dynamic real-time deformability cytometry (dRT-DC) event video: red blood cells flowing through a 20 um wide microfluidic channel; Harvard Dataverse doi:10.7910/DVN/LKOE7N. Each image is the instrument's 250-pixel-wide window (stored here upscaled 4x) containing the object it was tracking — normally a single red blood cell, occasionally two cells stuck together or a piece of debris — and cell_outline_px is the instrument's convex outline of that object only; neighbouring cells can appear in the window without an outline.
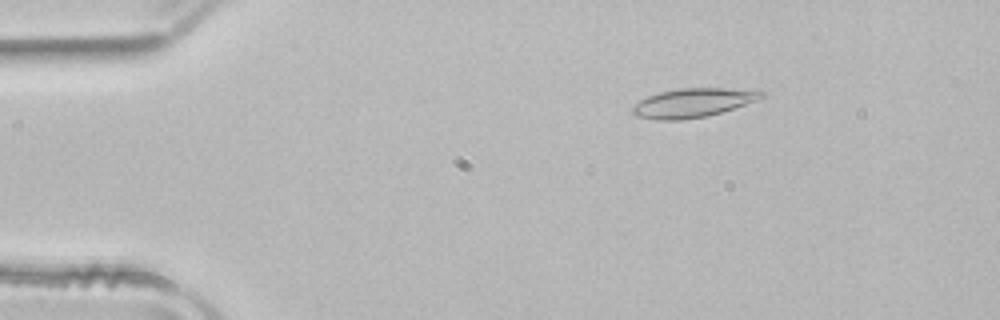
{"species": "common noctule bat (a hibernating species)", "species_latin": "Nyctalus noctula", "temperature_condition": "room temperature", "stored_images_in_passage": 46, "camera_frame_rate_fps": 3000, "um_per_image_px": 0.085, "animal": {"sex": "male", "body_mass_g": 21.5, "forearm_length_mm": 52.0}, "frame": {"image": 1, "passage_image": 3, "time_ms": 0.667, "image_size_px": [1000, 320], "cell_outline_px": [[764, 96], [756, 100], [708, 116], [680, 120], [656, 120], [636, 116], [632, 112], [632, 108], [640, 100], [648, 96], [660, 92], [680, 88], [724, 88], [764, 92]], "centroid_in_image_um": [58.83, 8.75], "position_along_channel_um": 26.2, "area_um2": 21.33}}
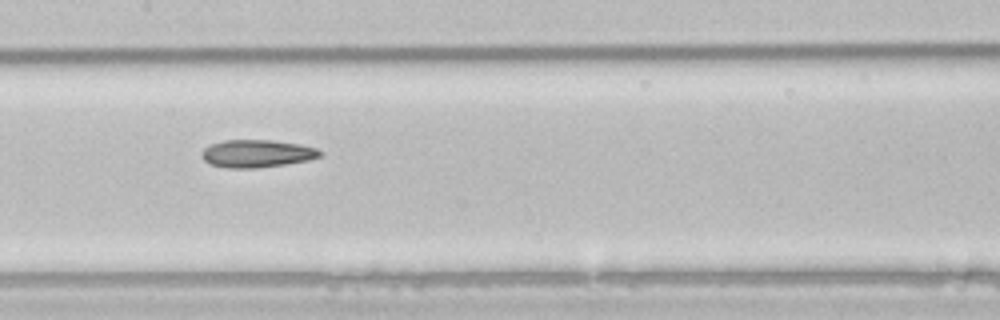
{"frame": {"image": 2, "passage_image": 20, "time_ms": 6.333, "image_size_px": [1000, 320], "cell_outline_px": [[324, 156], [308, 160], [284, 164], [256, 168], [228, 168], [212, 164], [204, 160], [200, 156], [200, 152], [204, 148], [212, 144], [224, 140], [272, 140], [300, 144], [316, 148], [324, 152]], "centroid_in_image_um": [21.86, 13.05], "position_along_channel_um": 185.5, "area_um2": 19.13}}
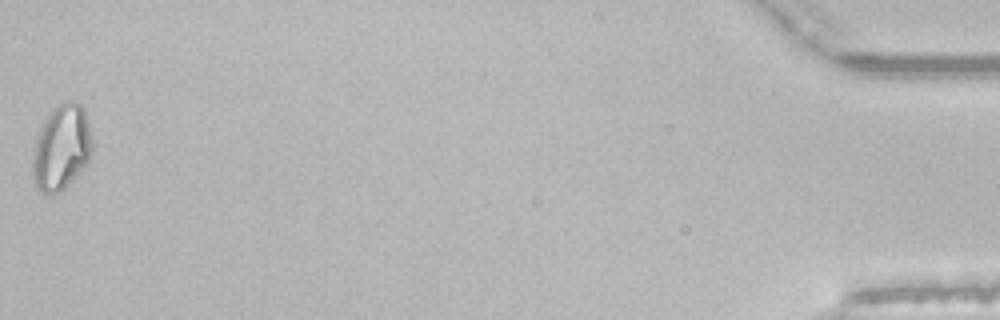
{"frame": {"image": 3, "passage_image": 46, "time_ms": 15.0, "image_size_px": [1000, 320], "cell_outline_px": [[92, 152], [88, 160], [72, 180], [60, 192], [40, 192], [36, 188], [32, 176], [32, 156], [36, 140], [40, 128], [48, 112], [52, 108], [64, 100], [72, 100], [80, 104], [84, 108], [92, 140]], "centroid_in_image_um": [5.2, 12.5], "position_along_channel_um": 430.0, "area_um2": 29.59}, "authors_computed_cell_mechanics": {"area_um2": 20.1722, "velocity_mm_per_s": 3.9731, "shape_relaxation_time_tau1_ms": 7.5504, "shape_relaxation_time_tau2_ms": 5.6065, "deformation_change_tau1": 0.1669, "deformation_change_tau2": 0.1335}}